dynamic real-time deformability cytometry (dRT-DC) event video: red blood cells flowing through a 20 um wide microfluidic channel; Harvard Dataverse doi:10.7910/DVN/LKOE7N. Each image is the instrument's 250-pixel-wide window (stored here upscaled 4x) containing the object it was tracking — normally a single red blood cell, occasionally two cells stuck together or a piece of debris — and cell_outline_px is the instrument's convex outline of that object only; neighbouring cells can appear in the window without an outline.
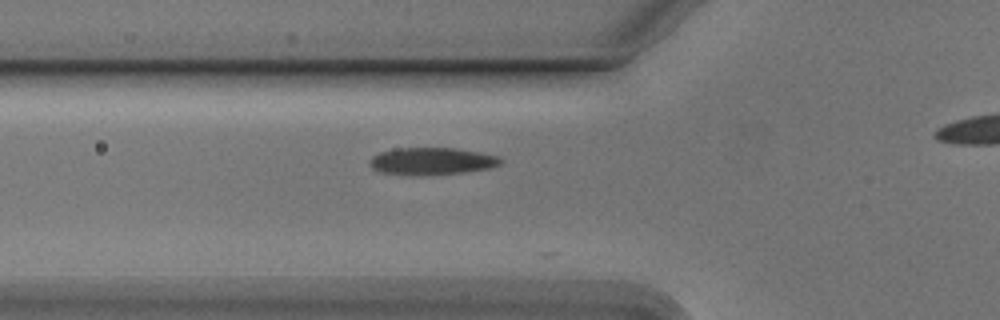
{"species": "Egyptian fruit bat (a non-hibernating species)", "species_latin": "Rousettus aegyptiacus", "temperature_condition": "cold", "stored_images_in_passage": 36, "camera_frame_rate_fps": 3000, "um_per_image_px": 0.085, "animal": {"sex": "male"}, "frame": {"image": 1, "passage_image": 8, "time_ms": 2.333, "image_size_px": [1000, 320], "cell_outline_px": [[504, 160], [500, 164], [492, 168], [464, 172], [420, 176], [412, 176], [380, 172], [372, 168], [368, 164], [368, 160], [372, 156], [380, 152], [396, 148], [456, 148], [480, 152], [500, 156]], "centroid_in_image_um": [36.7, 13.71], "position_along_channel_um": 89.1, "area_um2": 21.21}}
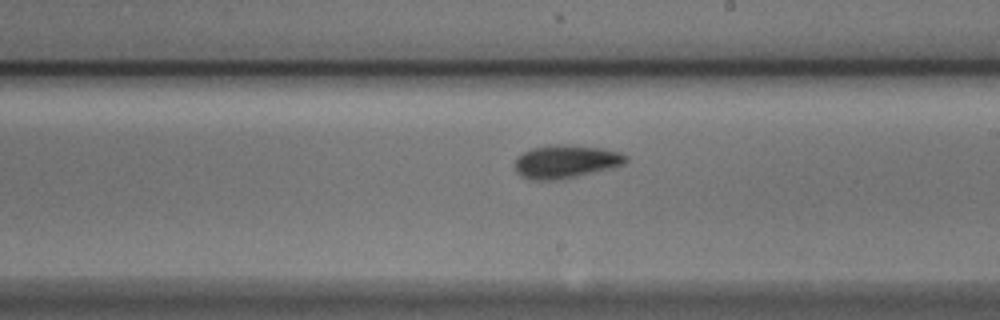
{"frame": {"image": 2, "passage_image": 20, "time_ms": 6.333, "image_size_px": [1000, 320], "cell_outline_px": [[628, 160], [624, 164], [612, 168], [560, 180], [532, 180], [520, 176], [516, 172], [516, 156], [532, 148], [552, 144], [560, 144], [604, 148], [620, 152], [628, 156]], "centroid_in_image_um": [48.1, 13.73], "position_along_channel_um": 240.9, "area_um2": 21.68}}
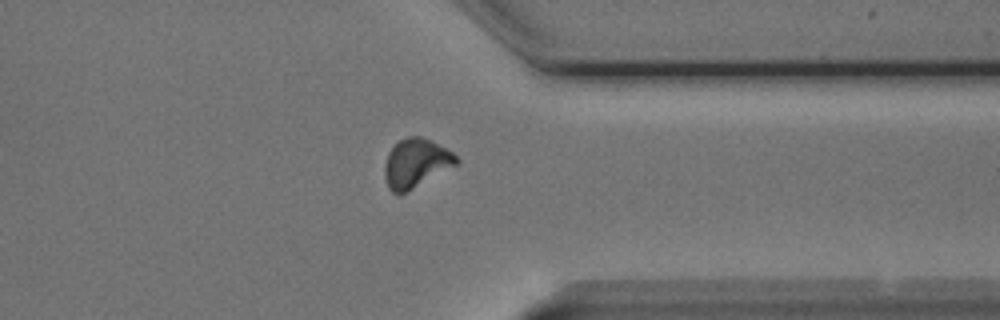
{"frame": {"image": 3, "passage_image": 31, "time_ms": 10.0, "image_size_px": [1000, 320], "cell_outline_px": [[460, 160], [456, 164], [404, 192], [392, 192], [388, 188], [384, 176], [384, 164], [388, 152], [400, 140], [408, 136], [420, 136], [452, 152]], "centroid_in_image_um": [35.3, 13.85], "position_along_channel_um": 376.1, "area_um2": 19.65}, "authors_computed_cell_mechanics": {"area_um2": 19.7676, "velocity_mm_per_s": 3.7866, "shape_relaxation_time_tau1_ms": 3.0394, "shape_relaxation_time_tau2_ms": 5.6407, "deformation_change_tau1": 0.1134, "deformation_change_tau2": 0.0974}}